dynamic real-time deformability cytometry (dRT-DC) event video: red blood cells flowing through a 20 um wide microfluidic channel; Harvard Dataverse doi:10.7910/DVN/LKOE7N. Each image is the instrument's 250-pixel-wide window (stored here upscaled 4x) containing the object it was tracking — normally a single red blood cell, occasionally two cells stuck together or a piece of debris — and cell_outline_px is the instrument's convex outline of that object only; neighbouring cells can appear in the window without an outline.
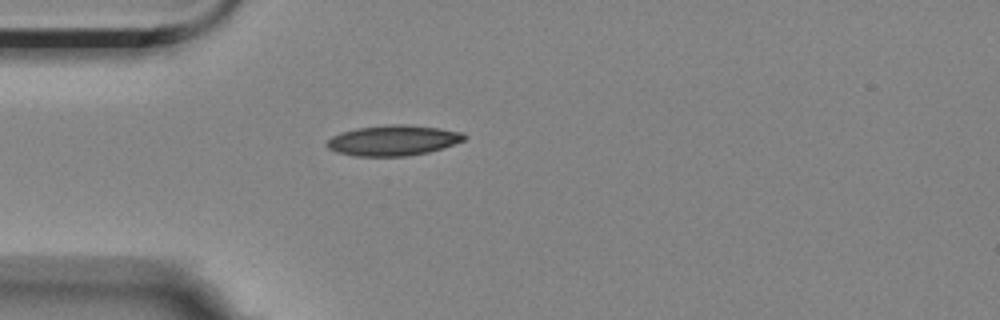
{"species": "Egyptian fruit bat (a non-hibernating species)", "species_latin": "Rousettus aegyptiacus", "temperature_condition": "room temperature", "stored_images_in_passage": 1, "camera_frame_rate_fps": 3000, "um_per_image_px": 0.085, "animal": {"sex": "female"}, "frame": {"image": 1, "passage_image": 1, "time_ms": 0.0, "image_size_px": [1000, 320], "cell_outline_px": [[468, 136], [464, 140], [428, 152], [408, 156], [356, 156], [336, 152], [328, 148], [324, 144], [332, 136], [340, 132], [356, 128], [392, 124], [408, 124], [440, 128], [464, 132]], "centroid_in_image_um": [33.4, 11.92], "position_along_channel_um": 51.6, "area_um2": 24.45}}